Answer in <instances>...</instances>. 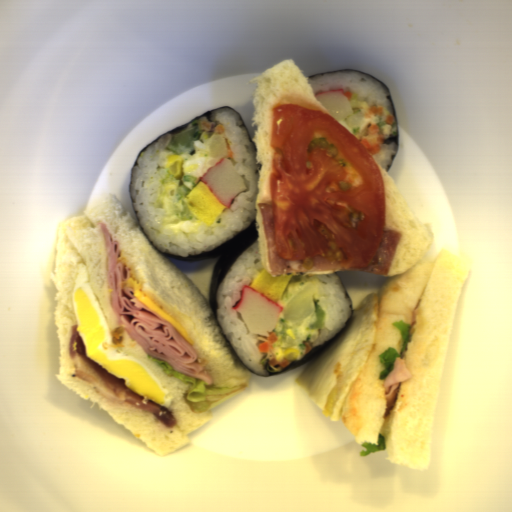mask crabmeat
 I'll return each instance as SVG.
<instances>
[{"mask_svg":"<svg viewBox=\"0 0 512 512\" xmlns=\"http://www.w3.org/2000/svg\"><path fill=\"white\" fill-rule=\"evenodd\" d=\"M232 310L241 315L249 332L269 336L278 323L283 306L266 293L246 284Z\"/></svg>","mask_w":512,"mask_h":512,"instance_id":"f7934b28","label":"crabmeat"},{"mask_svg":"<svg viewBox=\"0 0 512 512\" xmlns=\"http://www.w3.org/2000/svg\"><path fill=\"white\" fill-rule=\"evenodd\" d=\"M215 199L224 208H229L236 197L247 188L244 179L237 172L231 159L221 157L201 177Z\"/></svg>","mask_w":512,"mask_h":512,"instance_id":"ab03a17e","label":"crabmeat"},{"mask_svg":"<svg viewBox=\"0 0 512 512\" xmlns=\"http://www.w3.org/2000/svg\"><path fill=\"white\" fill-rule=\"evenodd\" d=\"M320 104L342 125L358 128L365 122V116L353 109L345 89L323 91L315 95Z\"/></svg>","mask_w":512,"mask_h":512,"instance_id":"da637512","label":"crabmeat"}]
</instances>
